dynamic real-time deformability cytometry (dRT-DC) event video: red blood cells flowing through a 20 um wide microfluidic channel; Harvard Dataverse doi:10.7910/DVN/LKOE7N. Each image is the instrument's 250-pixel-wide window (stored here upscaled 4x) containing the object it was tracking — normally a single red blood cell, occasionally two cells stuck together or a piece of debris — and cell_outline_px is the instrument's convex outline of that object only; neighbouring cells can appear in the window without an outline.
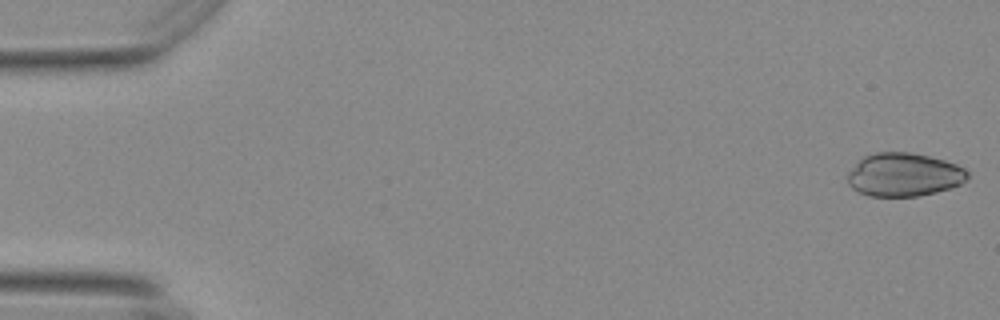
{"species": "Egyptian fruit bat (a non-hibernating species)", "species_latin": "Rousettus aegyptiacus", "temperature_condition": "warm", "stored_images_in_passage": 55, "camera_frame_rate_fps": 3000, "um_per_image_px": 0.085, "animal": {"sex": "female"}, "frame": {"image": 1, "passage_image": 1, "time_ms": 0.0, "image_size_px": [1000, 320], "cell_outline_px": [[968, 180], [960, 184], [936, 192], [916, 196], [868, 196], [852, 188], [848, 184], [848, 172], [864, 156], [876, 152], [912, 152], [944, 160], [956, 164], [964, 168], [968, 172]], "centroid_in_image_um": [76.84, 14.84], "position_along_channel_um": 8.2, "area_um2": 30.23}}
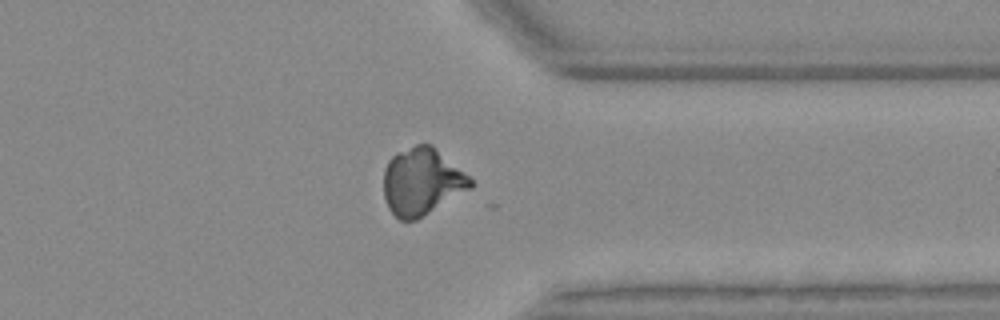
{"frame": {"image": 2, "passage_image": 43, "time_ms": 14.0, "image_size_px": [1000, 320], "cell_outline_px": [[472, 188], [416, 220], [400, 220], [388, 208], [384, 196], [384, 168], [388, 160], [396, 152], [416, 144], [432, 144], [464, 172], [472, 180]], "centroid_in_image_um": [35.84, 15.43], "position_along_channel_um": 375.6, "area_um2": 33.87}}
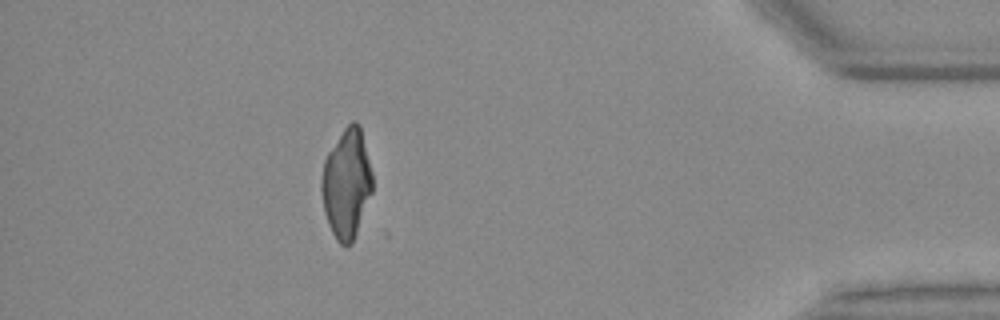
{"frame": {"image": 3, "passage_image": 49, "time_ms": 16.0, "image_size_px": [1000, 320], "cell_outline_px": [[372, 192], [352, 244], [340, 244], [336, 240], [328, 224], [324, 212], [320, 188], [320, 180], [324, 160], [328, 152], [344, 128], [352, 120], [356, 120], [360, 124], [372, 172]], "centroid_in_image_um": [29.44, 15.59], "position_along_channel_um": 405.8, "area_um2": 32.54}}